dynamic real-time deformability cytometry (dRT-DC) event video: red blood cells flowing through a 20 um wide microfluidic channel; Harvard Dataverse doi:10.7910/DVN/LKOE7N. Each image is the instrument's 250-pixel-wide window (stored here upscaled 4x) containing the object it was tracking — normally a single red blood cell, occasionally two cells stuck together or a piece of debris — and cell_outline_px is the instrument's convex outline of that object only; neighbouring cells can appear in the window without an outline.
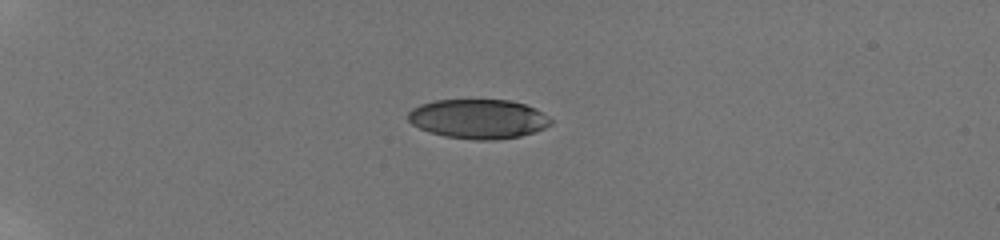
{"species": "human", "species_latin": "Homo sapiens", "temperature_condition": "room temperature", "stored_images_in_passage": 41, "camera_frame_rate_fps": 3000, "um_per_image_px": 0.085, "donor": {"sex": "male"}, "frame": {"image": 1, "passage_image": 1, "time_ms": 0.0, "image_size_px": [1000, 240], "cell_outline_px": [[552, 124], [536, 132], [520, 136], [492, 140], [476, 140], [444, 136], [428, 132], [412, 124], [408, 120], [408, 112], [412, 108], [420, 104], [436, 100], [508, 100], [524, 104], [536, 108], [548, 116], [552, 120]], "centroid_in_image_um": [40.66, 10.11], "position_along_channel_um": 44.3, "area_um2": 32.89}}
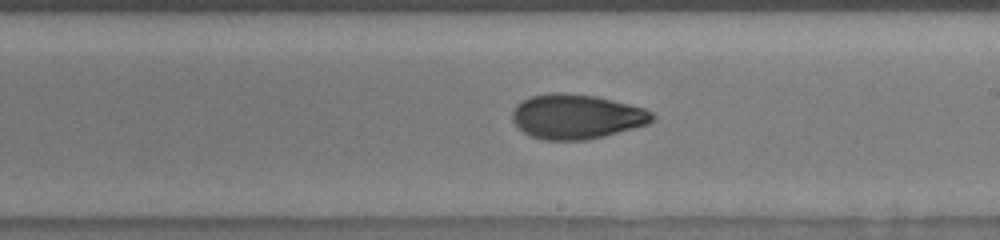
{"frame": {"image": 2, "passage_image": 21, "time_ms": 6.667, "image_size_px": [1000, 240], "cell_outline_px": [[656, 116], [648, 124], [604, 136], [588, 140], [544, 140], [532, 136], [524, 132], [512, 120], [512, 112], [516, 104], [528, 96], [548, 92], [564, 92], [596, 96], [644, 108], [652, 112]], "centroid_in_image_um": [48.98, 9.89], "position_along_channel_um": 240.0, "area_um2": 36.59}}
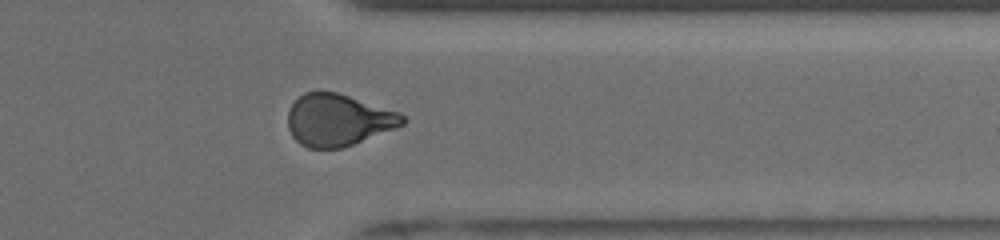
{"frame": {"image": 3, "passage_image": 32, "time_ms": 10.333, "image_size_px": [1000, 240], "cell_outline_px": [[408, 120], [404, 124], [396, 128], [344, 148], [308, 148], [300, 144], [292, 136], [288, 128], [288, 112], [292, 104], [304, 92], [336, 92], [400, 112]], "centroid_in_image_um": [28.76, 10.22], "position_along_channel_um": 382.6, "area_um2": 34.74}, "authors_computed_cell_mechanics": {"area_um2": 35.2002, "velocity_mm_per_s": 3.905, "shape_relaxation_time_tau1_ms": 4.7117, "shape_relaxation_time_tau2_ms": 1.7868, "deformation_change_tau1": 0.1759, "deformation_change_tau2": 0.0693}}